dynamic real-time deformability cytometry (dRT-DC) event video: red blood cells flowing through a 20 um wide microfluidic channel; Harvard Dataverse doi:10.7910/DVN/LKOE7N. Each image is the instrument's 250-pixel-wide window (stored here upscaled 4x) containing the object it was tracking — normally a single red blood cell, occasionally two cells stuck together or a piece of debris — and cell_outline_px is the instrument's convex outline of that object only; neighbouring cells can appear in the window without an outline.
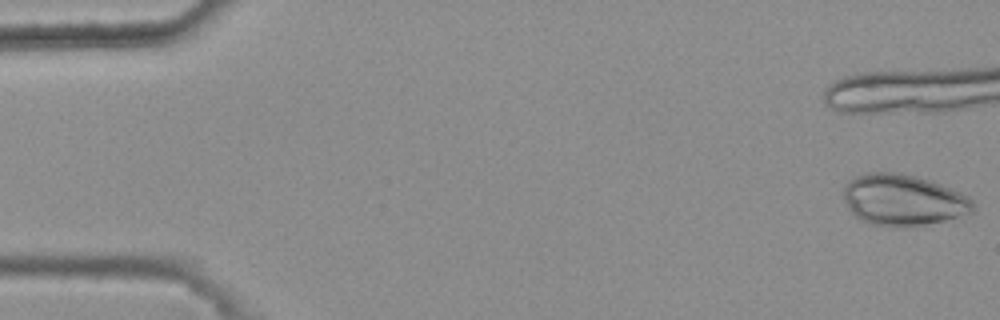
{"species": "common noctule bat (a hibernating species)", "species_latin": "Nyctalus noctula", "temperature_condition": "warm", "stored_images_in_passage": 11, "camera_frame_rate_fps": 3000, "um_per_image_px": 0.085, "animal": {"sex": "female", "body_mass_g": 25.1}, "frame": {"image": 1, "passage_image": 1, "time_ms": 0.0, "image_size_px": [1000, 320], "cell_outline_px": [[972, 212], [944, 220], [924, 224], [896, 228], [868, 224], [860, 220], [848, 208], [844, 200], [844, 184], [848, 180], [856, 176], [868, 172], [900, 172], [916, 176], [940, 184], [960, 192], [968, 196], [972, 200]], "centroid_in_image_um": [76.7, 16.99], "position_along_channel_um": 8.3, "area_um2": 38.67}}